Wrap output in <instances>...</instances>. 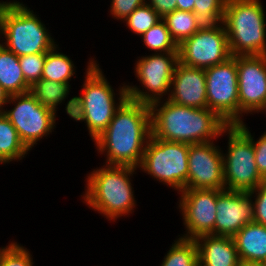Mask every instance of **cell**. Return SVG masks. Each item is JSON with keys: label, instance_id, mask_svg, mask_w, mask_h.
Returning a JSON list of instances; mask_svg holds the SVG:
<instances>
[{"label": "cell", "instance_id": "cell-10", "mask_svg": "<svg viewBox=\"0 0 266 266\" xmlns=\"http://www.w3.org/2000/svg\"><path fill=\"white\" fill-rule=\"evenodd\" d=\"M12 102L15 106L4 110L3 114L16 128L20 140L31 150L36 142L52 133L57 114L40 104L30 92L10 95L7 103Z\"/></svg>", "mask_w": 266, "mask_h": 266}, {"label": "cell", "instance_id": "cell-28", "mask_svg": "<svg viewBox=\"0 0 266 266\" xmlns=\"http://www.w3.org/2000/svg\"><path fill=\"white\" fill-rule=\"evenodd\" d=\"M162 17L148 4L136 8L125 20L126 25L133 33L142 35L159 22Z\"/></svg>", "mask_w": 266, "mask_h": 266}, {"label": "cell", "instance_id": "cell-33", "mask_svg": "<svg viewBox=\"0 0 266 266\" xmlns=\"http://www.w3.org/2000/svg\"><path fill=\"white\" fill-rule=\"evenodd\" d=\"M249 194L251 198L255 199V201L252 199L254 222L266 226V189L260 185L256 189L249 191Z\"/></svg>", "mask_w": 266, "mask_h": 266}, {"label": "cell", "instance_id": "cell-32", "mask_svg": "<svg viewBox=\"0 0 266 266\" xmlns=\"http://www.w3.org/2000/svg\"><path fill=\"white\" fill-rule=\"evenodd\" d=\"M110 13L114 19L125 20L136 8L147 3V0H111Z\"/></svg>", "mask_w": 266, "mask_h": 266}, {"label": "cell", "instance_id": "cell-34", "mask_svg": "<svg viewBox=\"0 0 266 266\" xmlns=\"http://www.w3.org/2000/svg\"><path fill=\"white\" fill-rule=\"evenodd\" d=\"M148 4L163 18L176 10L177 0H148Z\"/></svg>", "mask_w": 266, "mask_h": 266}, {"label": "cell", "instance_id": "cell-1", "mask_svg": "<svg viewBox=\"0 0 266 266\" xmlns=\"http://www.w3.org/2000/svg\"><path fill=\"white\" fill-rule=\"evenodd\" d=\"M151 135L150 105L127 98L94 142L106 154L105 165L138 168Z\"/></svg>", "mask_w": 266, "mask_h": 266}, {"label": "cell", "instance_id": "cell-5", "mask_svg": "<svg viewBox=\"0 0 266 266\" xmlns=\"http://www.w3.org/2000/svg\"><path fill=\"white\" fill-rule=\"evenodd\" d=\"M39 18L22 2L0 1L1 44L18 57L51 50L56 42Z\"/></svg>", "mask_w": 266, "mask_h": 266}, {"label": "cell", "instance_id": "cell-18", "mask_svg": "<svg viewBox=\"0 0 266 266\" xmlns=\"http://www.w3.org/2000/svg\"><path fill=\"white\" fill-rule=\"evenodd\" d=\"M199 266H240L233 237L202 235L195 239Z\"/></svg>", "mask_w": 266, "mask_h": 266}, {"label": "cell", "instance_id": "cell-36", "mask_svg": "<svg viewBox=\"0 0 266 266\" xmlns=\"http://www.w3.org/2000/svg\"><path fill=\"white\" fill-rule=\"evenodd\" d=\"M8 99V93L0 85V113H3V111L5 110L3 107H5L4 105H7Z\"/></svg>", "mask_w": 266, "mask_h": 266}, {"label": "cell", "instance_id": "cell-29", "mask_svg": "<svg viewBox=\"0 0 266 266\" xmlns=\"http://www.w3.org/2000/svg\"><path fill=\"white\" fill-rule=\"evenodd\" d=\"M0 266H33V258L27 248L12 241L0 248Z\"/></svg>", "mask_w": 266, "mask_h": 266}, {"label": "cell", "instance_id": "cell-22", "mask_svg": "<svg viewBox=\"0 0 266 266\" xmlns=\"http://www.w3.org/2000/svg\"><path fill=\"white\" fill-rule=\"evenodd\" d=\"M57 48L58 45L56 44L51 50L46 52L42 79L70 84L76 68L70 57L58 52Z\"/></svg>", "mask_w": 266, "mask_h": 266}, {"label": "cell", "instance_id": "cell-26", "mask_svg": "<svg viewBox=\"0 0 266 266\" xmlns=\"http://www.w3.org/2000/svg\"><path fill=\"white\" fill-rule=\"evenodd\" d=\"M177 45L198 31L193 12L174 10L162 18Z\"/></svg>", "mask_w": 266, "mask_h": 266}, {"label": "cell", "instance_id": "cell-8", "mask_svg": "<svg viewBox=\"0 0 266 266\" xmlns=\"http://www.w3.org/2000/svg\"><path fill=\"white\" fill-rule=\"evenodd\" d=\"M228 150L223 155L224 189L249 192L262 184L251 138L238 126L229 125Z\"/></svg>", "mask_w": 266, "mask_h": 266}, {"label": "cell", "instance_id": "cell-25", "mask_svg": "<svg viewBox=\"0 0 266 266\" xmlns=\"http://www.w3.org/2000/svg\"><path fill=\"white\" fill-rule=\"evenodd\" d=\"M160 266H199L195 240L179 237L174 241Z\"/></svg>", "mask_w": 266, "mask_h": 266}, {"label": "cell", "instance_id": "cell-12", "mask_svg": "<svg viewBox=\"0 0 266 266\" xmlns=\"http://www.w3.org/2000/svg\"><path fill=\"white\" fill-rule=\"evenodd\" d=\"M179 62L206 69L232 57L223 23L214 30L197 31L178 45Z\"/></svg>", "mask_w": 266, "mask_h": 266}, {"label": "cell", "instance_id": "cell-3", "mask_svg": "<svg viewBox=\"0 0 266 266\" xmlns=\"http://www.w3.org/2000/svg\"><path fill=\"white\" fill-rule=\"evenodd\" d=\"M96 61L92 58L88 62L82 94L70 98L65 107L69 117L86 123L93 141L108 127L116 110L128 98L124 83L118 90L119 102H115L114 90Z\"/></svg>", "mask_w": 266, "mask_h": 266}, {"label": "cell", "instance_id": "cell-11", "mask_svg": "<svg viewBox=\"0 0 266 266\" xmlns=\"http://www.w3.org/2000/svg\"><path fill=\"white\" fill-rule=\"evenodd\" d=\"M208 109L229 125L239 124L238 76L236 56L205 69Z\"/></svg>", "mask_w": 266, "mask_h": 266}, {"label": "cell", "instance_id": "cell-17", "mask_svg": "<svg viewBox=\"0 0 266 266\" xmlns=\"http://www.w3.org/2000/svg\"><path fill=\"white\" fill-rule=\"evenodd\" d=\"M167 97L166 99L179 105L208 108L205 69L178 62Z\"/></svg>", "mask_w": 266, "mask_h": 266}, {"label": "cell", "instance_id": "cell-6", "mask_svg": "<svg viewBox=\"0 0 266 266\" xmlns=\"http://www.w3.org/2000/svg\"><path fill=\"white\" fill-rule=\"evenodd\" d=\"M260 0H226L223 16L230 53L266 55V16Z\"/></svg>", "mask_w": 266, "mask_h": 266}, {"label": "cell", "instance_id": "cell-16", "mask_svg": "<svg viewBox=\"0 0 266 266\" xmlns=\"http://www.w3.org/2000/svg\"><path fill=\"white\" fill-rule=\"evenodd\" d=\"M214 235L233 237L243 226L254 221L249 192L222 190L217 197Z\"/></svg>", "mask_w": 266, "mask_h": 266}, {"label": "cell", "instance_id": "cell-20", "mask_svg": "<svg viewBox=\"0 0 266 266\" xmlns=\"http://www.w3.org/2000/svg\"><path fill=\"white\" fill-rule=\"evenodd\" d=\"M0 85L8 95L24 94L29 92L30 85L26 82L19 57L0 43Z\"/></svg>", "mask_w": 266, "mask_h": 266}, {"label": "cell", "instance_id": "cell-38", "mask_svg": "<svg viewBox=\"0 0 266 266\" xmlns=\"http://www.w3.org/2000/svg\"><path fill=\"white\" fill-rule=\"evenodd\" d=\"M264 111V112H263ZM261 113V112H263V113H265L266 112V101H265V103L262 105V107L258 110V112L257 113ZM266 114V113H265ZM264 133H266V132H264Z\"/></svg>", "mask_w": 266, "mask_h": 266}, {"label": "cell", "instance_id": "cell-39", "mask_svg": "<svg viewBox=\"0 0 266 266\" xmlns=\"http://www.w3.org/2000/svg\"><path fill=\"white\" fill-rule=\"evenodd\" d=\"M261 185L266 189V175L262 178V184Z\"/></svg>", "mask_w": 266, "mask_h": 266}, {"label": "cell", "instance_id": "cell-7", "mask_svg": "<svg viewBox=\"0 0 266 266\" xmlns=\"http://www.w3.org/2000/svg\"><path fill=\"white\" fill-rule=\"evenodd\" d=\"M189 145L151 136L138 168L179 193L187 189Z\"/></svg>", "mask_w": 266, "mask_h": 266}, {"label": "cell", "instance_id": "cell-4", "mask_svg": "<svg viewBox=\"0 0 266 266\" xmlns=\"http://www.w3.org/2000/svg\"><path fill=\"white\" fill-rule=\"evenodd\" d=\"M133 166L103 165L88 174L83 195L90 209L103 214L108 220L130 215L136 206L131 178Z\"/></svg>", "mask_w": 266, "mask_h": 266}, {"label": "cell", "instance_id": "cell-21", "mask_svg": "<svg viewBox=\"0 0 266 266\" xmlns=\"http://www.w3.org/2000/svg\"><path fill=\"white\" fill-rule=\"evenodd\" d=\"M30 151L20 140L16 128L0 113V164L20 161Z\"/></svg>", "mask_w": 266, "mask_h": 266}, {"label": "cell", "instance_id": "cell-24", "mask_svg": "<svg viewBox=\"0 0 266 266\" xmlns=\"http://www.w3.org/2000/svg\"><path fill=\"white\" fill-rule=\"evenodd\" d=\"M226 0H195L194 16L198 31L217 29L223 22Z\"/></svg>", "mask_w": 266, "mask_h": 266}, {"label": "cell", "instance_id": "cell-37", "mask_svg": "<svg viewBox=\"0 0 266 266\" xmlns=\"http://www.w3.org/2000/svg\"><path fill=\"white\" fill-rule=\"evenodd\" d=\"M240 266H265L264 262H241Z\"/></svg>", "mask_w": 266, "mask_h": 266}, {"label": "cell", "instance_id": "cell-9", "mask_svg": "<svg viewBox=\"0 0 266 266\" xmlns=\"http://www.w3.org/2000/svg\"><path fill=\"white\" fill-rule=\"evenodd\" d=\"M179 62V52L153 53L136 62L135 75L145 91L135 85H126L128 98L151 105L170 94L171 81ZM147 90V91H146Z\"/></svg>", "mask_w": 266, "mask_h": 266}, {"label": "cell", "instance_id": "cell-13", "mask_svg": "<svg viewBox=\"0 0 266 266\" xmlns=\"http://www.w3.org/2000/svg\"><path fill=\"white\" fill-rule=\"evenodd\" d=\"M220 189H184L180 194L179 209L186 227L184 239L195 240L202 235H214L217 197Z\"/></svg>", "mask_w": 266, "mask_h": 266}, {"label": "cell", "instance_id": "cell-2", "mask_svg": "<svg viewBox=\"0 0 266 266\" xmlns=\"http://www.w3.org/2000/svg\"><path fill=\"white\" fill-rule=\"evenodd\" d=\"M164 101L150 105L151 136L191 145L212 142L226 134L229 124L216 112L208 108L179 105L168 99Z\"/></svg>", "mask_w": 266, "mask_h": 266}, {"label": "cell", "instance_id": "cell-35", "mask_svg": "<svg viewBox=\"0 0 266 266\" xmlns=\"http://www.w3.org/2000/svg\"><path fill=\"white\" fill-rule=\"evenodd\" d=\"M195 0H177L176 9L181 11L193 12Z\"/></svg>", "mask_w": 266, "mask_h": 266}, {"label": "cell", "instance_id": "cell-23", "mask_svg": "<svg viewBox=\"0 0 266 266\" xmlns=\"http://www.w3.org/2000/svg\"><path fill=\"white\" fill-rule=\"evenodd\" d=\"M71 85L69 83H60L40 79L30 86L29 92L42 104L44 107L52 110L56 114L58 105L67 99Z\"/></svg>", "mask_w": 266, "mask_h": 266}, {"label": "cell", "instance_id": "cell-15", "mask_svg": "<svg viewBox=\"0 0 266 266\" xmlns=\"http://www.w3.org/2000/svg\"><path fill=\"white\" fill-rule=\"evenodd\" d=\"M213 142L189 145L187 189L224 190L223 151Z\"/></svg>", "mask_w": 266, "mask_h": 266}, {"label": "cell", "instance_id": "cell-30", "mask_svg": "<svg viewBox=\"0 0 266 266\" xmlns=\"http://www.w3.org/2000/svg\"><path fill=\"white\" fill-rule=\"evenodd\" d=\"M46 53L28 54L19 57V64L26 82L31 86L42 79Z\"/></svg>", "mask_w": 266, "mask_h": 266}, {"label": "cell", "instance_id": "cell-14", "mask_svg": "<svg viewBox=\"0 0 266 266\" xmlns=\"http://www.w3.org/2000/svg\"><path fill=\"white\" fill-rule=\"evenodd\" d=\"M236 62L241 124L243 114L258 112L266 101V55H238Z\"/></svg>", "mask_w": 266, "mask_h": 266}, {"label": "cell", "instance_id": "cell-31", "mask_svg": "<svg viewBox=\"0 0 266 266\" xmlns=\"http://www.w3.org/2000/svg\"><path fill=\"white\" fill-rule=\"evenodd\" d=\"M238 126L251 138L254 147L255 153V163L257 165L259 174L263 178L266 175V133L260 136V138L256 141L254 136L251 135L248 127L243 122L238 124Z\"/></svg>", "mask_w": 266, "mask_h": 266}, {"label": "cell", "instance_id": "cell-19", "mask_svg": "<svg viewBox=\"0 0 266 266\" xmlns=\"http://www.w3.org/2000/svg\"><path fill=\"white\" fill-rule=\"evenodd\" d=\"M233 239L241 262H263L266 259V226L250 222Z\"/></svg>", "mask_w": 266, "mask_h": 266}, {"label": "cell", "instance_id": "cell-27", "mask_svg": "<svg viewBox=\"0 0 266 266\" xmlns=\"http://www.w3.org/2000/svg\"><path fill=\"white\" fill-rule=\"evenodd\" d=\"M144 45L155 53L178 52V45L170 35L163 19L141 35Z\"/></svg>", "mask_w": 266, "mask_h": 266}]
</instances>
